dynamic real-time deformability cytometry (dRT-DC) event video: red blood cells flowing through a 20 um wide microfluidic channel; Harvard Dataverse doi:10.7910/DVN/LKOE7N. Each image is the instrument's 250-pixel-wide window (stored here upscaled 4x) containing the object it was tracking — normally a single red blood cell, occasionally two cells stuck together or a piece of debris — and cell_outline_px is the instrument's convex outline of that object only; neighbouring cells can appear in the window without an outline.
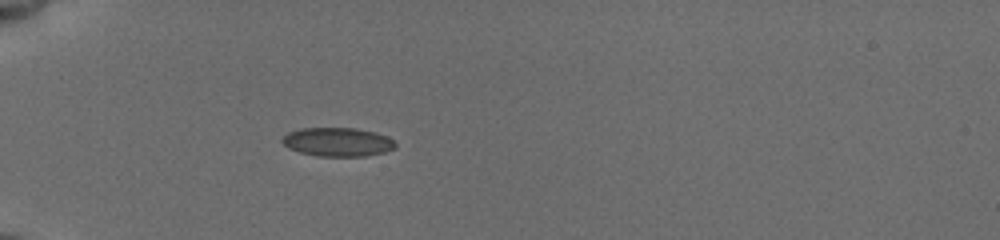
{"species": "common noctule bat (a hibernating species)", "species_latin": "Nyctalus noctula", "temperature_condition": "cold", "stored_images_in_passage": 33, "camera_frame_rate_fps": 3000, "um_per_image_px": 0.085, "animal": {"sex": "female", "body_mass_g": 19.5, "forearm_length_mm": 54.1}, "frame": {"image": 1, "passage_image": 32, "time_ms": 6.333, "image_size_px": [1000, 240], "cell_outline_px": [[396, 148], [384, 152], [364, 156], [316, 156], [300, 152], [288, 148], [280, 140], [288, 132], [300, 128], [356, 128], [376, 132], [388, 136], [396, 144]], "centroid_in_image_um": [28.7, 12.06], "position_along_channel_um": 56.3, "area_um2": 19.07}}